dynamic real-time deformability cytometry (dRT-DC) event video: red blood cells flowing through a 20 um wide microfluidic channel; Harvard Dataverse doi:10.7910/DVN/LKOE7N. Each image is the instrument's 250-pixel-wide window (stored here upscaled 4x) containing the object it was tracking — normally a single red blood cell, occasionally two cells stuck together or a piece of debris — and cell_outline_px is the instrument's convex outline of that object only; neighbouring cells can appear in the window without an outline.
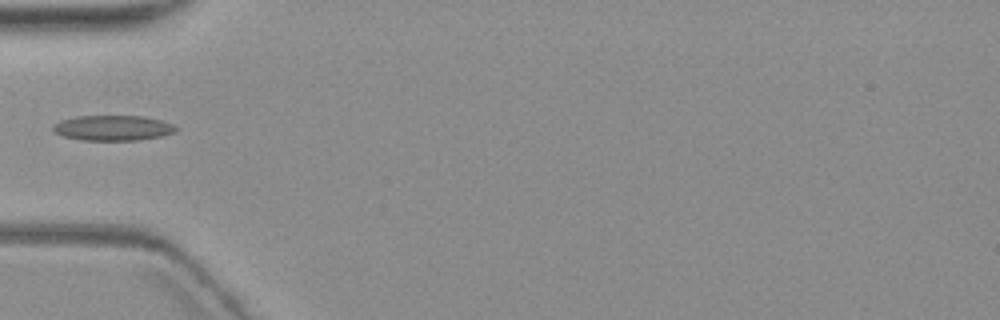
{"species": "common noctule bat (a hibernating species)", "species_latin": "Nyctalus noctula", "temperature_condition": "warm", "stored_images_in_passage": 6, "camera_frame_rate_fps": 3000, "um_per_image_px": 0.085, "animal": {"sex": "female", "body_mass_g": 19.3, "forearm_length_mm": 54.1}, "frame": {"image": 1, "passage_image": 6, "time_ms": 6.0, "image_size_px": [1000, 320], "cell_outline_px": [[180, 128], [176, 132], [160, 136], [140, 140], [80, 140], [64, 136], [56, 132], [52, 128], [52, 124], [60, 120], [76, 116], [144, 116], [160, 120], [172, 124]], "centroid_in_image_um": [9.6, 10.87], "position_along_channel_um": 75.4, "area_um2": 18.15}}